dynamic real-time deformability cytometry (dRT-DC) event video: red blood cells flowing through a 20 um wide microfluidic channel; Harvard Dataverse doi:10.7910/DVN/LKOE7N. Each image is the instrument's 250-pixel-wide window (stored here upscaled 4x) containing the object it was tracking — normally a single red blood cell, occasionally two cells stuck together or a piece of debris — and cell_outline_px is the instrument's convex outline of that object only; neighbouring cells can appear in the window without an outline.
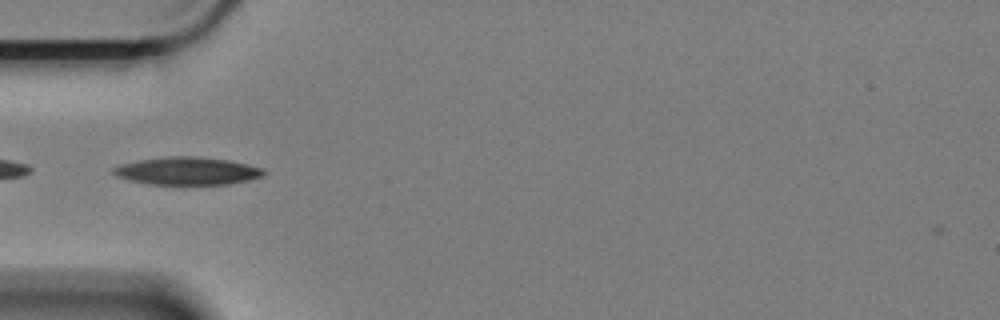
{"species": "Egyptian fruit bat (a non-hibernating species)", "species_latin": "Rousettus aegyptiacus", "temperature_condition": "cold", "stored_images_in_passage": 11, "camera_frame_rate_fps": 3000, "um_per_image_px": 0.085, "animal": {"sex": "female"}, "frame": {"image": 1, "passage_image": 1, "time_ms": 0.0, "image_size_px": [1000, 320], "cell_outline_px": [[268, 172], [264, 176], [248, 180], [228, 184], [152, 184], [128, 180], [116, 176], [112, 172], [112, 168], [120, 164], [140, 160], [168, 156], [196, 156], [228, 160], [248, 164], [264, 168]], "centroid_in_image_um": [15.95, 14.53], "position_along_channel_um": 69.0, "area_um2": 24.39}}
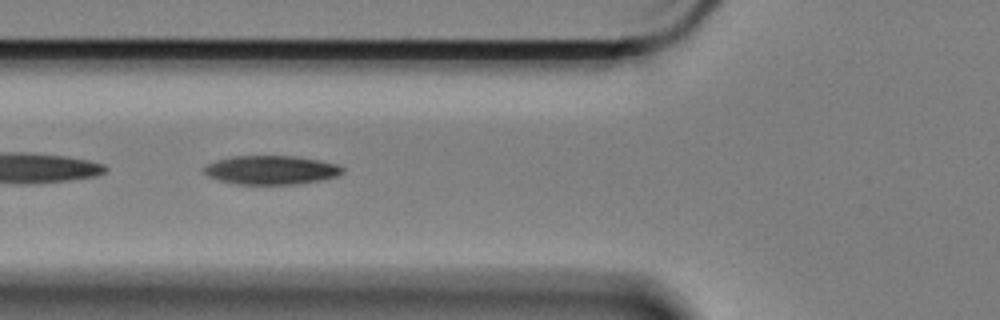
{"frame": {"image": 2, "passage_image": 4, "time_ms": 1.0, "image_size_px": [1000, 320], "cell_outline_px": [[344, 172], [336, 176], [324, 180], [300, 184], [236, 184], [220, 180], [208, 176], [204, 172], [204, 164], [216, 160], [232, 156], [296, 156], [320, 160], [336, 164], [344, 168]], "centroid_in_image_um": [23.06, 14.45], "position_along_channel_um": 102.7, "area_um2": 23.47}}
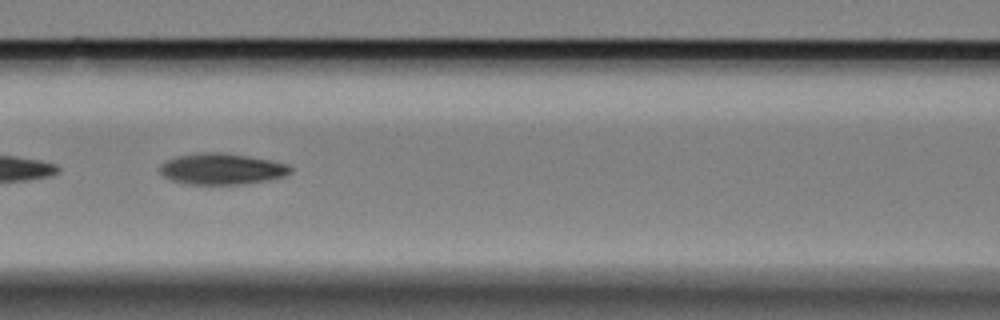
{"frame": {"image": 3, "passage_image": 8, "time_ms": 2.333, "image_size_px": [1000, 320], "cell_outline_px": [[292, 172], [284, 176], [268, 180], [244, 184], [188, 184], [172, 180], [164, 176], [160, 172], [160, 164], [176, 156], [196, 152], [220, 152], [248, 156], [272, 160], [288, 164], [292, 168]], "centroid_in_image_um": [18.87, 14.35], "position_along_channel_um": 147.7, "area_um2": 23.81}}